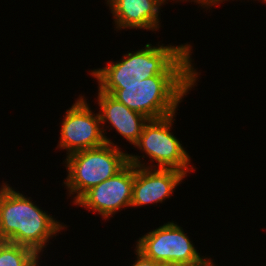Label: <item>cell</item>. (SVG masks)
<instances>
[{
  "label": "cell",
  "instance_id": "5bb4252c",
  "mask_svg": "<svg viewBox=\"0 0 266 266\" xmlns=\"http://www.w3.org/2000/svg\"><path fill=\"white\" fill-rule=\"evenodd\" d=\"M179 1H184V0H179ZM185 1H187V0H185ZM192 1L195 2L196 4H200L201 7L203 6L202 8H205L206 7L208 9L209 7H211L213 5L215 6V5L221 3V2H223L225 0H191V2Z\"/></svg>",
  "mask_w": 266,
  "mask_h": 266
},
{
  "label": "cell",
  "instance_id": "277c9868",
  "mask_svg": "<svg viewBox=\"0 0 266 266\" xmlns=\"http://www.w3.org/2000/svg\"><path fill=\"white\" fill-rule=\"evenodd\" d=\"M119 146L105 143L103 146L67 155L68 172L64 185L75 204L88 190L118 173L128 163V153Z\"/></svg>",
  "mask_w": 266,
  "mask_h": 266
},
{
  "label": "cell",
  "instance_id": "7a4b0ae2",
  "mask_svg": "<svg viewBox=\"0 0 266 266\" xmlns=\"http://www.w3.org/2000/svg\"><path fill=\"white\" fill-rule=\"evenodd\" d=\"M66 225L43 212L31 198L7 183L0 188V240L33 249L38 255Z\"/></svg>",
  "mask_w": 266,
  "mask_h": 266
},
{
  "label": "cell",
  "instance_id": "7c38bea8",
  "mask_svg": "<svg viewBox=\"0 0 266 266\" xmlns=\"http://www.w3.org/2000/svg\"><path fill=\"white\" fill-rule=\"evenodd\" d=\"M39 257L27 246L0 240V266H39Z\"/></svg>",
  "mask_w": 266,
  "mask_h": 266
},
{
  "label": "cell",
  "instance_id": "8fae6325",
  "mask_svg": "<svg viewBox=\"0 0 266 266\" xmlns=\"http://www.w3.org/2000/svg\"><path fill=\"white\" fill-rule=\"evenodd\" d=\"M116 29L159 30L160 6L153 0H105Z\"/></svg>",
  "mask_w": 266,
  "mask_h": 266
},
{
  "label": "cell",
  "instance_id": "6da1fadb",
  "mask_svg": "<svg viewBox=\"0 0 266 266\" xmlns=\"http://www.w3.org/2000/svg\"><path fill=\"white\" fill-rule=\"evenodd\" d=\"M144 49L128 52L120 61L106 67L91 70L98 81V89L109 93L116 85H133L156 75H200L193 68L192 46H153L147 43Z\"/></svg>",
  "mask_w": 266,
  "mask_h": 266
},
{
  "label": "cell",
  "instance_id": "52a82bcc",
  "mask_svg": "<svg viewBox=\"0 0 266 266\" xmlns=\"http://www.w3.org/2000/svg\"><path fill=\"white\" fill-rule=\"evenodd\" d=\"M84 98L79 95V99L66 110L62 121L57 148L66 150L68 155L106 143L99 113H93Z\"/></svg>",
  "mask_w": 266,
  "mask_h": 266
},
{
  "label": "cell",
  "instance_id": "9a60e30c",
  "mask_svg": "<svg viewBox=\"0 0 266 266\" xmlns=\"http://www.w3.org/2000/svg\"><path fill=\"white\" fill-rule=\"evenodd\" d=\"M154 2H156L160 7L162 6V4L164 5L166 3V0H153Z\"/></svg>",
  "mask_w": 266,
  "mask_h": 266
},
{
  "label": "cell",
  "instance_id": "4fadbf2b",
  "mask_svg": "<svg viewBox=\"0 0 266 266\" xmlns=\"http://www.w3.org/2000/svg\"><path fill=\"white\" fill-rule=\"evenodd\" d=\"M135 254H136L137 260H135L136 262L131 266H159V263H157L156 261L152 259L145 257L136 248H135Z\"/></svg>",
  "mask_w": 266,
  "mask_h": 266
},
{
  "label": "cell",
  "instance_id": "3957f363",
  "mask_svg": "<svg viewBox=\"0 0 266 266\" xmlns=\"http://www.w3.org/2000/svg\"><path fill=\"white\" fill-rule=\"evenodd\" d=\"M198 79V75H156L137 84L116 85L109 94L129 109L159 119L176 113Z\"/></svg>",
  "mask_w": 266,
  "mask_h": 266
},
{
  "label": "cell",
  "instance_id": "9c48e42d",
  "mask_svg": "<svg viewBox=\"0 0 266 266\" xmlns=\"http://www.w3.org/2000/svg\"><path fill=\"white\" fill-rule=\"evenodd\" d=\"M187 176L175 169L135 166L131 207L162 203Z\"/></svg>",
  "mask_w": 266,
  "mask_h": 266
},
{
  "label": "cell",
  "instance_id": "8992f818",
  "mask_svg": "<svg viewBox=\"0 0 266 266\" xmlns=\"http://www.w3.org/2000/svg\"><path fill=\"white\" fill-rule=\"evenodd\" d=\"M136 249L159 264L210 266L214 261L201 257L182 227L172 222L163 224L136 241Z\"/></svg>",
  "mask_w": 266,
  "mask_h": 266
},
{
  "label": "cell",
  "instance_id": "2e32d148",
  "mask_svg": "<svg viewBox=\"0 0 266 266\" xmlns=\"http://www.w3.org/2000/svg\"><path fill=\"white\" fill-rule=\"evenodd\" d=\"M159 266H184V265L165 263V264H159Z\"/></svg>",
  "mask_w": 266,
  "mask_h": 266
},
{
  "label": "cell",
  "instance_id": "ba28073f",
  "mask_svg": "<svg viewBox=\"0 0 266 266\" xmlns=\"http://www.w3.org/2000/svg\"><path fill=\"white\" fill-rule=\"evenodd\" d=\"M135 166L127 163L114 176L88 190L75 205L98 212L105 220L131 207Z\"/></svg>",
  "mask_w": 266,
  "mask_h": 266
},
{
  "label": "cell",
  "instance_id": "5b68a950",
  "mask_svg": "<svg viewBox=\"0 0 266 266\" xmlns=\"http://www.w3.org/2000/svg\"><path fill=\"white\" fill-rule=\"evenodd\" d=\"M175 113L159 119H149L144 125L142 134L134 147L143 151L150 162L156 161L157 164L145 165L141 163L140 156L128 154V162L134 166L146 168L175 169L184 173L194 170L190 166V156L184 149L179 139L171 131L175 119ZM157 165V167H156Z\"/></svg>",
  "mask_w": 266,
  "mask_h": 266
},
{
  "label": "cell",
  "instance_id": "30bf717a",
  "mask_svg": "<svg viewBox=\"0 0 266 266\" xmlns=\"http://www.w3.org/2000/svg\"><path fill=\"white\" fill-rule=\"evenodd\" d=\"M98 106L101 127L106 143L115 145L110 138L105 136L104 124L109 123L118 134L126 138L134 145L142 134L144 125L149 121L145 115L129 109L126 105L115 99L111 94L104 93L98 89Z\"/></svg>",
  "mask_w": 266,
  "mask_h": 266
},
{
  "label": "cell",
  "instance_id": "e0dca14e",
  "mask_svg": "<svg viewBox=\"0 0 266 266\" xmlns=\"http://www.w3.org/2000/svg\"><path fill=\"white\" fill-rule=\"evenodd\" d=\"M215 262H212L210 266H216V264H214Z\"/></svg>",
  "mask_w": 266,
  "mask_h": 266
}]
</instances>
